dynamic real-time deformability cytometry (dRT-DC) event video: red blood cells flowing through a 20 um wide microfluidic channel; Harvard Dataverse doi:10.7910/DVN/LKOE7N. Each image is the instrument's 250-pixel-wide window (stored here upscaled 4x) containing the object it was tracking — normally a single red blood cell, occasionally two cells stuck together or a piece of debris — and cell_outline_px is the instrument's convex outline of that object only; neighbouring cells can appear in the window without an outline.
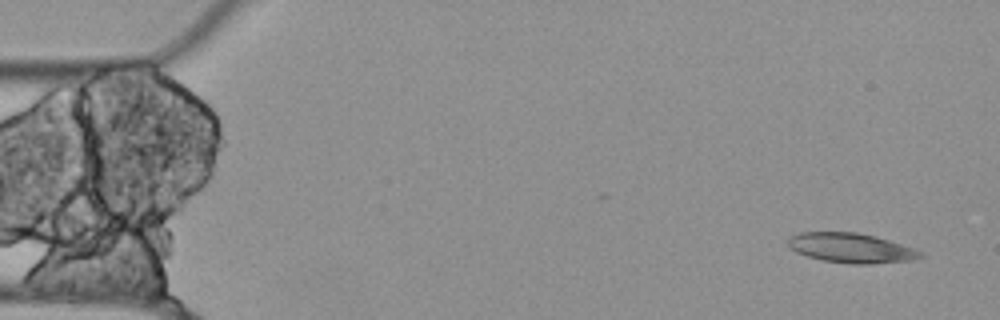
{"species": "Egyptian fruit bat (a non-hibernating species)", "species_latin": "Rousettus aegyptiacus", "temperature_condition": "cold", "stored_images_in_passage": 7, "camera_frame_rate_fps": 3000, "um_per_image_px": 0.085, "animal": {"sex": "female"}, "frame": {"image": 1, "passage_image": 1, "time_ms": 0.0, "image_size_px": [1000, 320], "cell_outline_px": [[924, 256], [916, 260], [872, 264], [848, 264], [824, 260], [808, 256], [796, 252], [788, 244], [788, 240], [792, 236], [800, 232], [856, 232], [876, 236], [924, 252]], "centroid_in_image_um": [72.39, 21.09], "position_along_channel_um": 12.6, "area_um2": 22.89}}
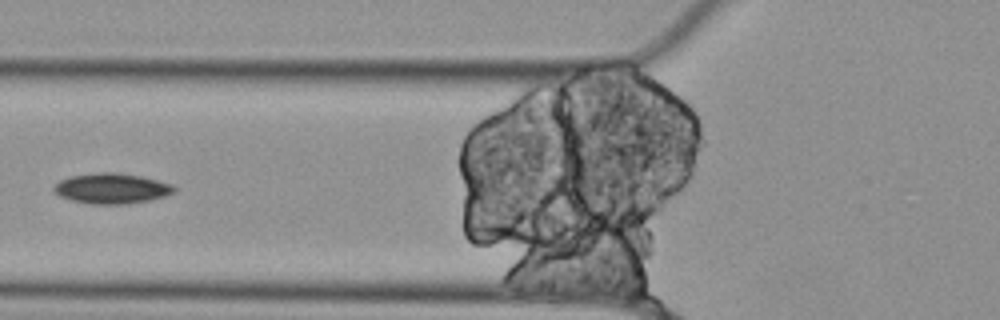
{"frame": {"image": 2, "passage_image": 5, "time_ms": 5.667, "image_size_px": [1000, 320], "cell_outline_px": [[176, 188], [172, 192], [164, 196], [148, 200], [124, 204], [92, 204], [72, 200], [60, 196], [52, 192], [52, 188], [60, 180], [68, 176], [96, 172], [120, 172], [140, 176], [172, 184]], "centroid_in_image_um": [9.43, 16.0], "position_along_channel_um": 116.4, "area_um2": 21.27}}
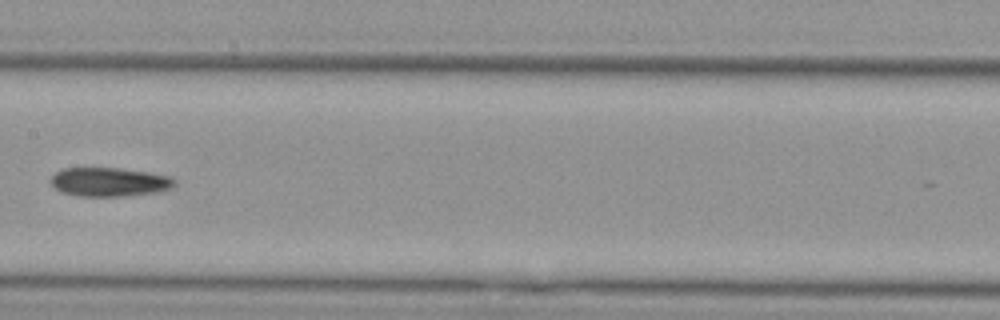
{"frame": {"image": 3, "passage_image": 7, "time_ms": 8.0, "image_size_px": [1000, 320], "cell_outline_px": [[176, 184], [172, 188], [160, 192], [124, 196], [80, 196], [60, 192], [48, 180], [56, 172], [64, 168], [120, 168], [148, 172], [172, 176], [176, 180]], "centroid_in_image_um": [9.33, 15.47], "position_along_channel_um": 198.1, "area_um2": 21.1}}